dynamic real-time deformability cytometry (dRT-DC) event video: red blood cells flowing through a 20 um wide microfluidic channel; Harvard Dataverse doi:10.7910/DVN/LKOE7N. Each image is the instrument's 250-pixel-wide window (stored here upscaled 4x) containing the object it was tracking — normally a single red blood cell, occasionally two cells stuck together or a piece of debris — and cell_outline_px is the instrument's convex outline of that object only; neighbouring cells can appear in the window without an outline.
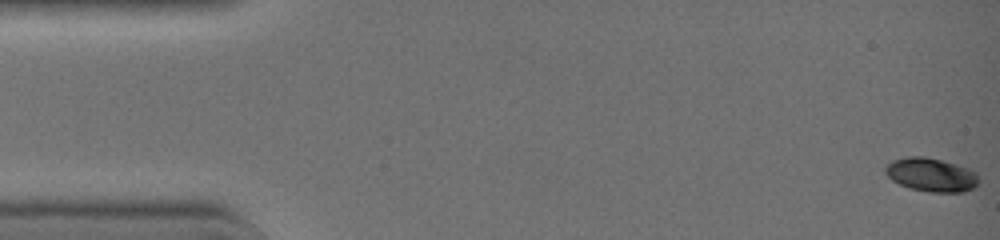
{"species": "common noctule bat (a hibernating species)", "species_latin": "Nyctalus noctula", "temperature_condition": "warm", "stored_images_in_passage": 44, "camera_frame_rate_fps": 3000, "um_per_image_px": 0.085, "animal": {"sex": "female", "body_mass_g": 19.0, "forearm_length_mm": 51.5}, "frame": {"image": 1, "passage_image": 1, "time_ms": 0.0, "image_size_px": [1000, 240], "cell_outline_px": [[980, 180], [972, 188], [964, 192], [928, 192], [908, 188], [892, 180], [884, 172], [884, 168], [892, 160], [904, 156], [924, 156], [956, 164], [968, 168], [976, 172]], "centroid_in_image_um": [79.13, 14.85], "position_along_channel_um": 5.9, "area_um2": 18.44}}
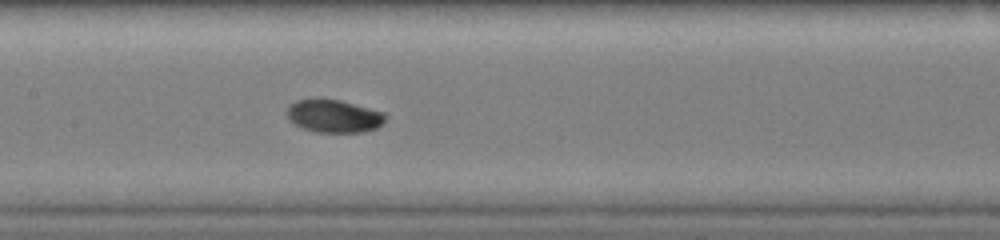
{"frame": {"image": 2, "passage_image": 22, "time_ms": 7.0, "image_size_px": [1000, 240], "cell_outline_px": [[384, 124], [376, 128], [364, 132], [316, 132], [304, 128], [288, 120], [288, 108], [296, 100], [340, 100], [384, 112]], "centroid_in_image_um": [28.41, 9.89], "position_along_channel_um": 179.0, "area_um2": 18.44}}
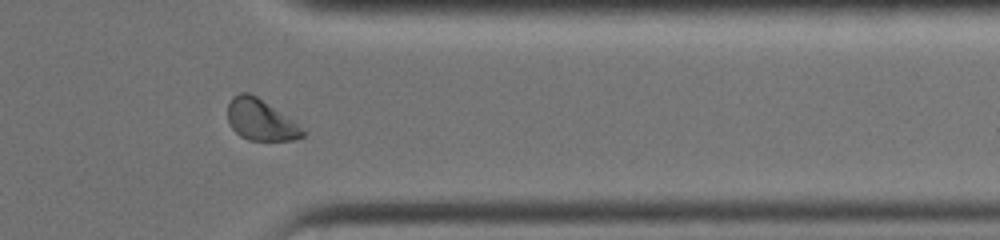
{"frame": {"image": 3, "passage_image": 36, "time_ms": 11.667, "image_size_px": [1000, 240], "cell_outline_px": [[304, 136], [296, 140], [248, 140], [240, 136], [232, 128], [228, 120], [228, 104], [232, 96], [240, 92], [248, 92], [256, 96], [292, 120], [304, 132]], "centroid_in_image_um": [22.11, 10.19], "position_along_channel_um": 389.3, "area_um2": 17.63}, "authors_computed_cell_mechanics": {"area_um2": 18.6694, "velocity_mm_per_s": 4.4945, "shape_relaxation_time_tau1_ms": 2.7889, "shape_relaxation_time_tau2_ms": 6.0905, "deformation_change_tau1": 0.1346, "deformation_change_tau2": 0.0583}}